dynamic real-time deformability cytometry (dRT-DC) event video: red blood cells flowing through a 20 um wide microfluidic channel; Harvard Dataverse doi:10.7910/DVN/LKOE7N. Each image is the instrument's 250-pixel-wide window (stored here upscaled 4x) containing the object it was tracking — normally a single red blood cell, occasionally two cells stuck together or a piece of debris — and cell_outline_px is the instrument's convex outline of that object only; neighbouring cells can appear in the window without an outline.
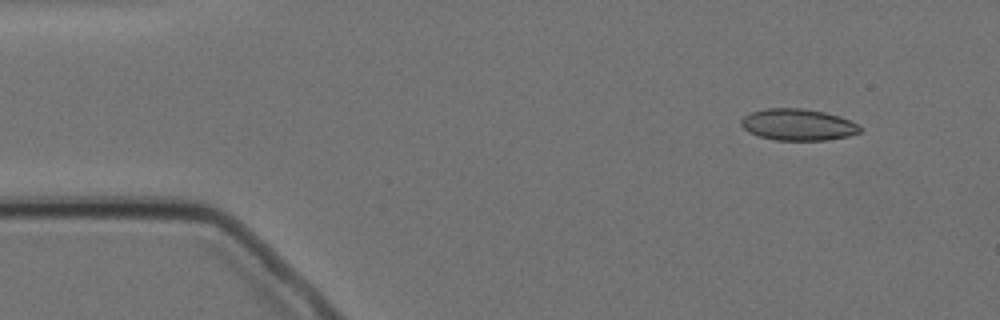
{"species": "Egyptian fruit bat (a non-hibernating species)", "species_latin": "Rousettus aegyptiacus", "temperature_condition": "cold", "stored_images_in_passage": 5, "camera_frame_rate_fps": 3000, "um_per_image_px": 0.085, "animal": {"sex": "female"}, "frame": {"image": 1, "passage_image": 1, "time_ms": 0.0, "image_size_px": [1000, 320], "cell_outline_px": [[864, 128], [860, 132], [848, 136], [824, 140], [776, 140], [760, 136], [748, 132], [740, 124], [740, 120], [744, 116], [752, 112], [764, 108], [804, 108], [824, 112], [840, 116]], "centroid_in_image_um": [67.82, 10.59], "position_along_channel_um": 17.2, "area_um2": 21.85}}